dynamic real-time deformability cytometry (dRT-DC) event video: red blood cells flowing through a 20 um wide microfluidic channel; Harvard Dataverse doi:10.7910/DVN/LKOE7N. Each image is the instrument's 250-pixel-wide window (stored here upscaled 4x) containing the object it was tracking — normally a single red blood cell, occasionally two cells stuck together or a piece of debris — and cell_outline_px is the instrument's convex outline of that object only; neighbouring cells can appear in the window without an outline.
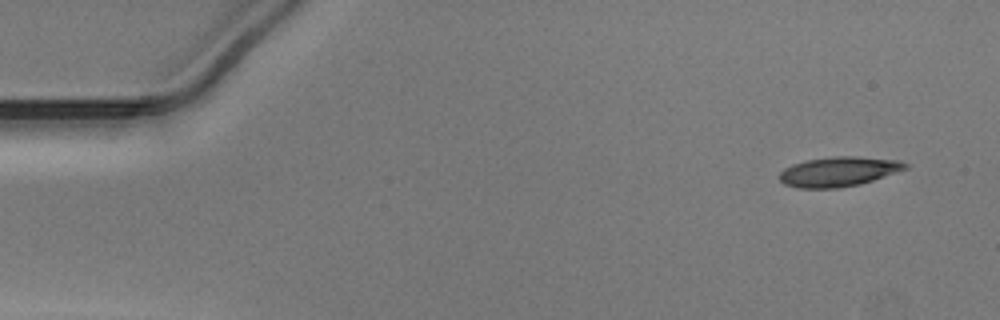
{"species": "Egyptian fruit bat (a non-hibernating species)", "species_latin": "Rousettus aegyptiacus", "temperature_condition": "warm", "stored_images_in_passage": 9, "camera_frame_rate_fps": 3000, "um_per_image_px": 0.085, "animal": {"sex": "male"}, "frame": {"image": 1, "passage_image": 1, "time_ms": 0.0, "image_size_px": [1000, 320], "cell_outline_px": [[908, 168], [860, 184], [836, 188], [800, 188], [784, 184], [780, 180], [780, 172], [784, 168], [792, 164], [808, 160], [836, 156], [852, 156], [900, 160], [908, 164]], "centroid_in_image_um": [71.28, 14.58], "position_along_channel_um": 13.7, "area_um2": 21.56}}